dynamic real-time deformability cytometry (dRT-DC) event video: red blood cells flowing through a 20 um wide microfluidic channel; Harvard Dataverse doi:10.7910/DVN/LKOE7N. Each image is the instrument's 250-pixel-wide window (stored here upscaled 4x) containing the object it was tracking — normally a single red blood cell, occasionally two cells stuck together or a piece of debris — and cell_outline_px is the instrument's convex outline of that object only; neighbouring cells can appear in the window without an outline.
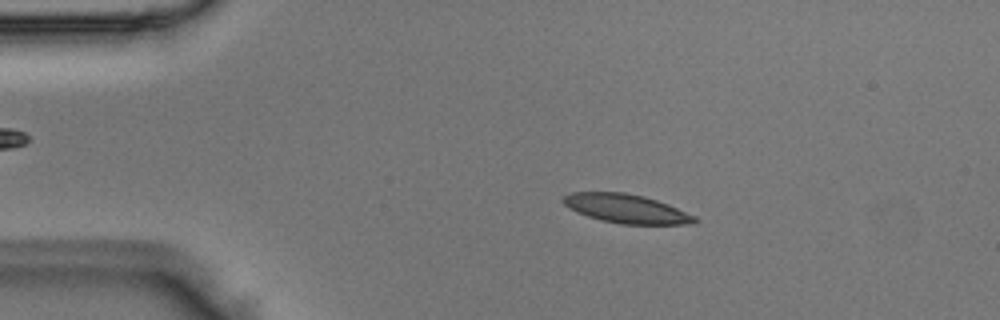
{"species": "Egyptian fruit bat (a non-hibernating species)", "species_latin": "Rousettus aegyptiacus", "temperature_condition": "room temperature", "stored_images_in_passage": 49, "camera_frame_rate_fps": 3000, "um_per_image_px": 0.085, "animal": {"sex": "male"}, "frame": {"image": 1, "passage_image": 9, "time_ms": 2.667, "image_size_px": [1000, 320], "cell_outline_px": [[700, 220], [692, 224], [620, 224], [600, 220], [588, 216], [564, 204], [560, 200], [564, 196], [572, 192], [624, 192], [644, 196], [668, 204], [696, 216]], "centroid_in_image_um": [53.27, 17.74], "position_along_channel_um": 31.7, "area_um2": 22.02}}
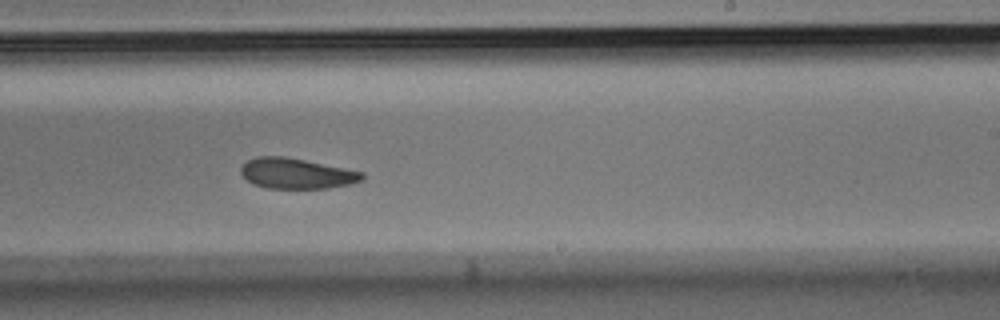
{"frame": {"image": 2, "passage_image": 30, "time_ms": 9.667, "image_size_px": [1000, 320], "cell_outline_px": [[364, 180], [352, 184], [328, 188], [268, 188], [252, 184], [240, 172], [240, 168], [248, 160], [256, 156], [284, 156], [364, 172]], "centroid_in_image_um": [25.22, 14.75], "position_along_channel_um": 263.8, "area_um2": 21.5}}
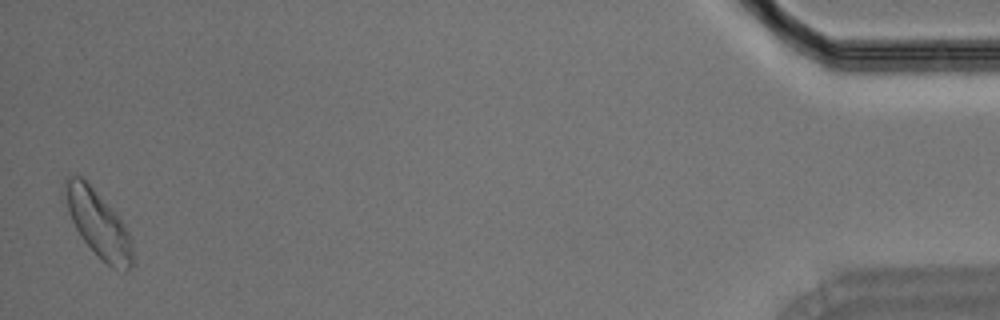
{"frame": {"image": 3, "passage_image": 49, "time_ms": 16.0, "image_size_px": [1000, 320], "cell_outline_px": [[132, 268], [128, 272], [124, 272], [112, 268], [80, 236], [60, 200], [60, 196], [64, 180], [68, 176], [80, 176], [116, 212], [124, 224], [132, 240]], "centroid_in_image_um": [8.29, 18.98], "position_along_channel_um": 426.9, "area_um2": 26.53}}